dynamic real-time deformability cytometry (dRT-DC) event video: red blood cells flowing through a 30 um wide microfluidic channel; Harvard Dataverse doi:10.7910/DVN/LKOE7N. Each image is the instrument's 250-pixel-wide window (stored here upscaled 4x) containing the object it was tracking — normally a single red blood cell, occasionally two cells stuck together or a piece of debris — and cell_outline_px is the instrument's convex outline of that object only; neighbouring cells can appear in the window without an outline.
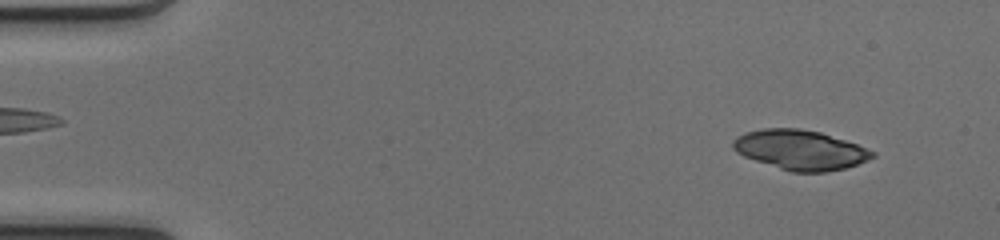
{"species": "common noctule bat (a hibernating species)", "species_latin": "Nyctalus noctula", "temperature_condition": "cold", "stored_images_in_passage": 49, "camera_frame_rate_fps": 3000, "um_per_image_px": 0.085, "animal": {"sex": "female", "body_mass_g": 17.0, "forearm_length_mm": 48.0}, "frame": {"image": 1, "passage_image": 4, "time_ms": 1.0, "image_size_px": [1000, 240], "cell_outline_px": [[876, 156], [868, 160], [844, 168], [828, 172], [792, 172], [744, 156], [736, 152], [732, 148], [732, 140], [736, 136], [744, 132], [764, 128], [800, 128], [820, 132], [856, 144], [876, 152]], "centroid_in_image_um": [68.0, 12.73], "position_along_channel_um": 17.0, "area_um2": 32.19}}